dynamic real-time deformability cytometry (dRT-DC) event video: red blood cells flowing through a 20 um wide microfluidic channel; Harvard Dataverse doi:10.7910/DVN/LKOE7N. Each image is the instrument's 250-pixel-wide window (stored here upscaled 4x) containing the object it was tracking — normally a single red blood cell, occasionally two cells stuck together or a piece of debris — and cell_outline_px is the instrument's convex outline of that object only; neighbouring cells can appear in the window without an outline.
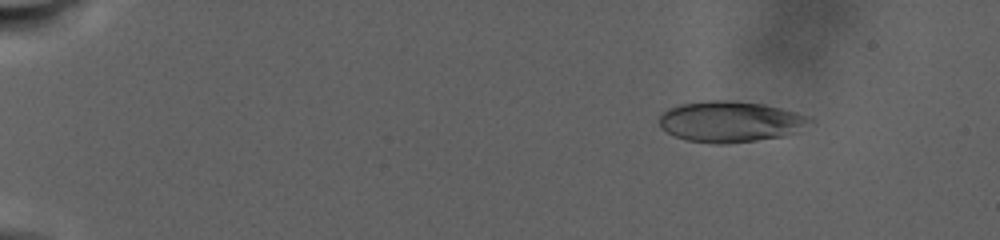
{"species": "human", "species_latin": "Homo sapiens", "temperature_condition": "warm", "stored_images_in_passage": 73, "camera_frame_rate_fps": 3000, "um_per_image_px": 0.085, "donor": {"sex": "male"}, "frame": {"image": 1, "passage_image": 11, "time_ms": 4.333, "image_size_px": [1000, 240], "cell_outline_px": [[812, 120], [792, 132], [784, 136], [756, 140], [724, 144], [716, 144], [684, 140], [660, 128], [660, 116], [668, 108], [680, 104], [708, 100], [732, 100], [764, 104], [812, 116]], "centroid_in_image_um": [62.03, 10.33], "position_along_channel_um": 23.0, "area_um2": 35.72}}
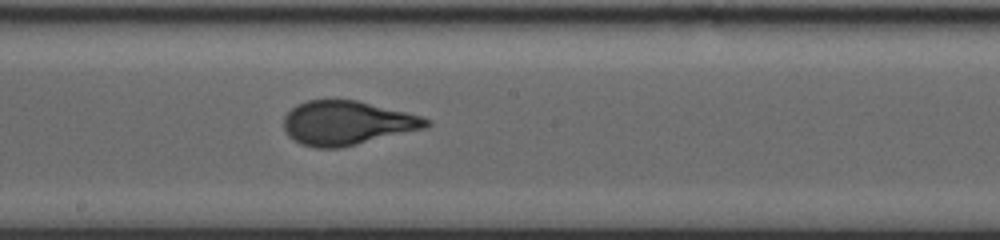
{"frame": {"image": 2, "passage_image": 45, "time_ms": 19.0, "image_size_px": [1000, 240], "cell_outline_px": [[432, 124], [428, 128], [340, 148], [316, 148], [300, 144], [288, 136], [284, 128], [284, 116], [296, 104], [308, 100], [356, 100], [420, 116], [432, 120]], "centroid_in_image_um": [29.5, 10.46], "position_along_channel_um": 218.7, "area_um2": 36.65}}
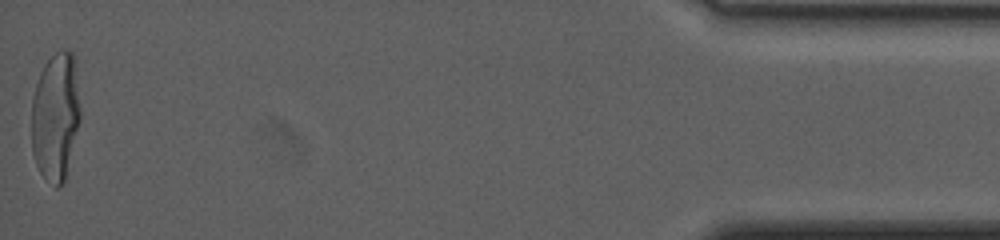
{"frame": {"image": 3, "passage_image": 73, "time_ms": 32.0, "image_size_px": [1000, 240], "cell_outline_px": [[80, 120], [64, 180], [56, 188], [40, 172], [36, 164], [32, 152], [32, 100], [36, 84], [40, 72], [44, 64], [60, 48], [68, 48], [76, 56], [80, 108]], "centroid_in_image_um": [4.74, 9.81], "position_along_channel_um": 430.5, "area_um2": 36.7}, "authors_computed_cell_mechanics": {"area_um2": 35.7782, "velocity_mm_per_s": 2.2308, "shape_relaxation_time_tau1_ms": 7.6408, "shape_relaxation_time_tau2_ms": null, "deformation_change_tau1": 0.2366, "deformation_change_tau2": null}}